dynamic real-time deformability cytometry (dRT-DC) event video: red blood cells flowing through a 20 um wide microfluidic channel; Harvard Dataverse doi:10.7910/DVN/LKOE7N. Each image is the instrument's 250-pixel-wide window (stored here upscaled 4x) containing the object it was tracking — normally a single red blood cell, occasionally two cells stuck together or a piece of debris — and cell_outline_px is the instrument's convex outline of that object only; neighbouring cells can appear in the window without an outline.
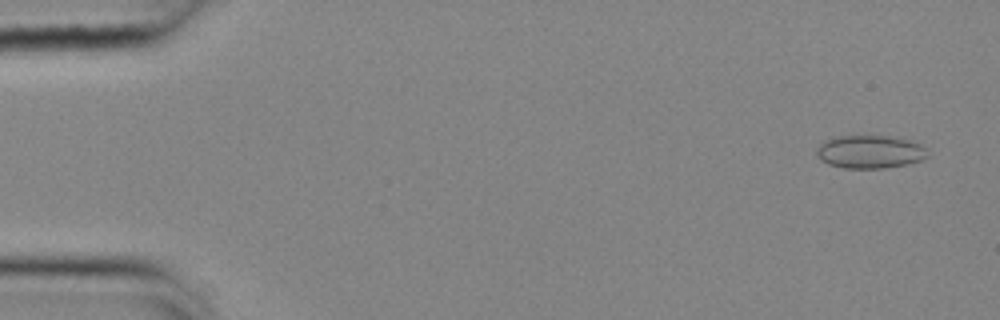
{"species": "common noctule bat (a hibernating species)", "species_latin": "Nyctalus noctula", "temperature_condition": "cold", "stored_images_in_passage": 55, "camera_frame_rate_fps": 3000, "um_per_image_px": 0.085, "animal": {"sex": "female", "body_mass_g": 25.1}, "frame": {"image": 1, "passage_image": 3, "time_ms": 0.667, "image_size_px": [1000, 320], "cell_outline_px": [[928, 156], [920, 160], [908, 164], [884, 168], [844, 168], [828, 164], [820, 160], [816, 152], [816, 148], [824, 140], [840, 136], [900, 136], [920, 144], [924, 148]], "centroid_in_image_um": [73.94, 12.9], "position_along_channel_um": 11.1, "area_um2": 21.5}}
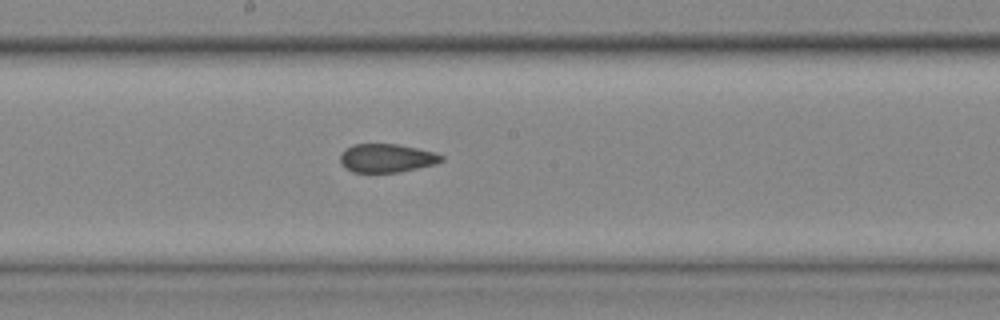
{"frame": {"image": 2, "passage_image": 30, "time_ms": 9.667, "image_size_px": [1000, 320], "cell_outline_px": [[444, 160], [436, 164], [400, 172], [352, 172], [340, 164], [340, 152], [344, 148], [352, 144], [396, 144], [436, 152], [444, 156]], "centroid_in_image_um": [32.85, 13.43], "position_along_channel_um": 215.3, "area_um2": 17.05}}
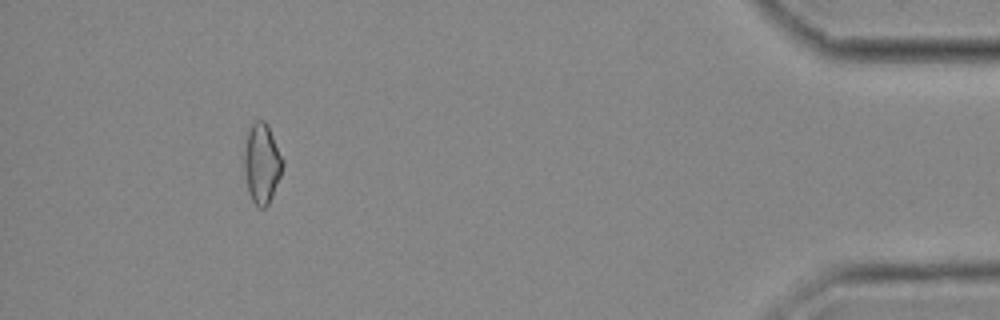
{"frame": {"image": 3, "passage_image": 51, "time_ms": 16.667, "image_size_px": [1000, 320], "cell_outline_px": [[284, 164], [280, 176], [272, 196], [268, 204], [264, 208], [260, 208], [252, 200], [248, 192], [244, 172], [244, 152], [248, 132], [252, 120], [264, 120], [268, 124], [284, 160]], "centroid_in_image_um": [22.26, 13.86], "position_along_channel_um": 412.9, "area_um2": 18.03}, "authors_computed_cell_mechanics": {"area_um2": 18.207, "velocity_mm_per_s": 3.6758, "shape_relaxation_time_tau1_ms": null, "shape_relaxation_time_tau2_ms": 3.0043, "deformation_change_tau1": null, "deformation_change_tau2": 0.0785}}